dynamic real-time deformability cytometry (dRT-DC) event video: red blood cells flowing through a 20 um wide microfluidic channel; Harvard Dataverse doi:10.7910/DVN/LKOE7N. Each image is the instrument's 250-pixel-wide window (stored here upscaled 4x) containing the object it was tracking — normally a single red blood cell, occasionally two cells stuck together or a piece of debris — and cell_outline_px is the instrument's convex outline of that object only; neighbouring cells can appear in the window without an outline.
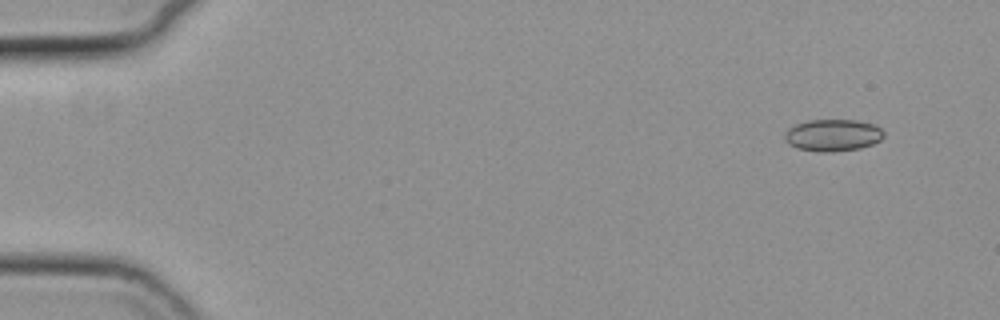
{"species": "common noctule bat (a hibernating species)", "species_latin": "Nyctalus noctula", "temperature_condition": "cold", "stored_images_in_passage": 53, "camera_frame_rate_fps": 3000, "um_per_image_px": 0.085, "animal": {"sex": "female", "body_mass_g": 19.3, "forearm_length_mm": 54.1}, "frame": {"image": 1, "passage_image": 1, "time_ms": 0.0, "image_size_px": [1000, 320], "cell_outline_px": [[884, 136], [880, 140], [872, 144], [860, 148], [832, 152], [816, 152], [796, 148], [788, 144], [784, 140], [784, 132], [788, 128], [796, 124], [808, 120], [856, 120], [872, 124], [880, 128], [884, 132]], "centroid_in_image_um": [70.75, 11.5], "position_along_channel_um": 14.3, "area_um2": 18.61}}
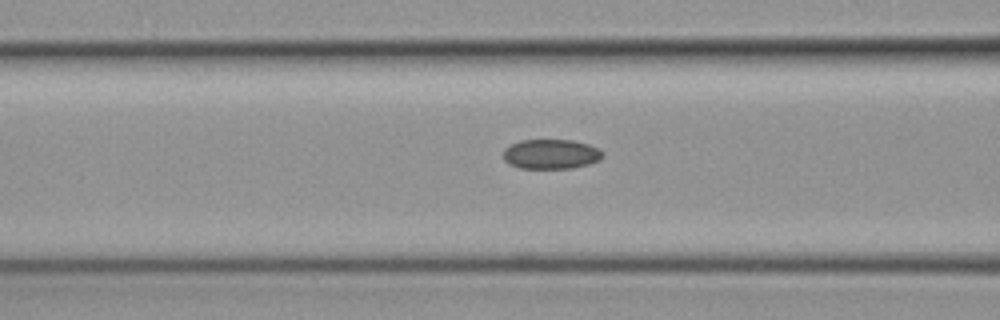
{"frame": {"image": 2, "passage_image": 20, "time_ms": 6.333, "image_size_px": [1000, 320], "cell_outline_px": [[604, 156], [600, 160], [588, 164], [572, 168], [520, 168], [508, 164], [504, 160], [504, 148], [520, 140], [572, 140], [588, 144], [604, 152]], "centroid_in_image_um": [46.83, 13.1], "position_along_channel_um": 119.8, "area_um2": 17.22}}
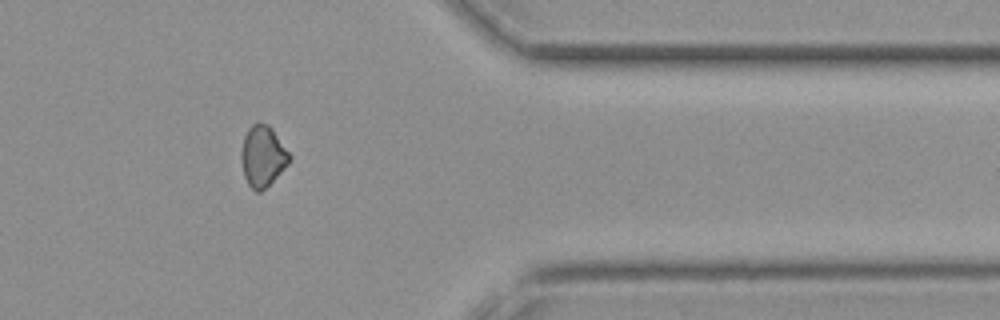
{"frame": {"image": 3, "passage_image": 43, "time_ms": 14.0, "image_size_px": [1000, 320], "cell_outline_px": [[292, 156], [288, 164], [260, 192], [256, 192], [248, 184], [244, 176], [240, 156], [240, 152], [244, 136], [248, 128], [256, 120], [268, 124], [272, 128]], "centroid_in_image_um": [22.31, 13.22], "position_along_channel_um": 389.1, "area_um2": 17.17}, "authors_computed_cell_mechanics": {"area_um2": 17.3978, "velocity_mm_per_s": 3.7306, "shape_relaxation_time_tau1_ms": null, "shape_relaxation_time_tau2_ms": 9.253, "deformation_change_tau1": null, "deformation_change_tau2": 0.1113}}